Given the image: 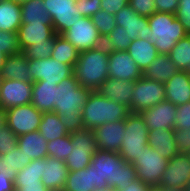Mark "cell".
<instances>
[{
  "label": "cell",
  "instance_id": "cell-1",
  "mask_svg": "<svg viewBox=\"0 0 190 191\" xmlns=\"http://www.w3.org/2000/svg\"><path fill=\"white\" fill-rule=\"evenodd\" d=\"M94 166L95 190L126 189L137 179L136 169L124 161L117 152L97 149L91 160Z\"/></svg>",
  "mask_w": 190,
  "mask_h": 191
},
{
  "label": "cell",
  "instance_id": "cell-2",
  "mask_svg": "<svg viewBox=\"0 0 190 191\" xmlns=\"http://www.w3.org/2000/svg\"><path fill=\"white\" fill-rule=\"evenodd\" d=\"M91 92L80 85L74 75L57 84L54 112L69 133L84 129L81 110Z\"/></svg>",
  "mask_w": 190,
  "mask_h": 191
},
{
  "label": "cell",
  "instance_id": "cell-3",
  "mask_svg": "<svg viewBox=\"0 0 190 191\" xmlns=\"http://www.w3.org/2000/svg\"><path fill=\"white\" fill-rule=\"evenodd\" d=\"M109 54L110 51L104 45L79 52L73 71L80 85L92 92L99 90L109 78Z\"/></svg>",
  "mask_w": 190,
  "mask_h": 191
},
{
  "label": "cell",
  "instance_id": "cell-4",
  "mask_svg": "<svg viewBox=\"0 0 190 191\" xmlns=\"http://www.w3.org/2000/svg\"><path fill=\"white\" fill-rule=\"evenodd\" d=\"M84 129L93 130L105 123L125 120L131 111L122 104L114 102L98 91H93L82 107Z\"/></svg>",
  "mask_w": 190,
  "mask_h": 191
},
{
  "label": "cell",
  "instance_id": "cell-5",
  "mask_svg": "<svg viewBox=\"0 0 190 191\" xmlns=\"http://www.w3.org/2000/svg\"><path fill=\"white\" fill-rule=\"evenodd\" d=\"M148 24L152 31L149 40L158 54H169L176 42L187 35L175 14L155 12L148 17Z\"/></svg>",
  "mask_w": 190,
  "mask_h": 191
},
{
  "label": "cell",
  "instance_id": "cell-6",
  "mask_svg": "<svg viewBox=\"0 0 190 191\" xmlns=\"http://www.w3.org/2000/svg\"><path fill=\"white\" fill-rule=\"evenodd\" d=\"M148 127L139 113H131L125 119L124 139L118 154L127 163H133L148 147Z\"/></svg>",
  "mask_w": 190,
  "mask_h": 191
},
{
  "label": "cell",
  "instance_id": "cell-7",
  "mask_svg": "<svg viewBox=\"0 0 190 191\" xmlns=\"http://www.w3.org/2000/svg\"><path fill=\"white\" fill-rule=\"evenodd\" d=\"M72 153L65 160L69 171H78L87 168L91 164L93 155L97 151L96 140L93 131L82 129L70 133Z\"/></svg>",
  "mask_w": 190,
  "mask_h": 191
},
{
  "label": "cell",
  "instance_id": "cell-8",
  "mask_svg": "<svg viewBox=\"0 0 190 191\" xmlns=\"http://www.w3.org/2000/svg\"><path fill=\"white\" fill-rule=\"evenodd\" d=\"M132 165L136 169L137 178L149 187L159 185L162 175L168 166V159L159 155L156 149L148 145Z\"/></svg>",
  "mask_w": 190,
  "mask_h": 191
},
{
  "label": "cell",
  "instance_id": "cell-9",
  "mask_svg": "<svg viewBox=\"0 0 190 191\" xmlns=\"http://www.w3.org/2000/svg\"><path fill=\"white\" fill-rule=\"evenodd\" d=\"M164 100L165 84L142 76L134 82L131 113H140Z\"/></svg>",
  "mask_w": 190,
  "mask_h": 191
},
{
  "label": "cell",
  "instance_id": "cell-10",
  "mask_svg": "<svg viewBox=\"0 0 190 191\" xmlns=\"http://www.w3.org/2000/svg\"><path fill=\"white\" fill-rule=\"evenodd\" d=\"M79 52L98 48L103 45V38L89 17H81L73 26L61 34Z\"/></svg>",
  "mask_w": 190,
  "mask_h": 191
},
{
  "label": "cell",
  "instance_id": "cell-11",
  "mask_svg": "<svg viewBox=\"0 0 190 191\" xmlns=\"http://www.w3.org/2000/svg\"><path fill=\"white\" fill-rule=\"evenodd\" d=\"M28 61L31 82L44 80L46 83L59 84L74 75L73 66L60 63L52 57Z\"/></svg>",
  "mask_w": 190,
  "mask_h": 191
},
{
  "label": "cell",
  "instance_id": "cell-12",
  "mask_svg": "<svg viewBox=\"0 0 190 191\" xmlns=\"http://www.w3.org/2000/svg\"><path fill=\"white\" fill-rule=\"evenodd\" d=\"M7 112V126L17 136L38 131L42 112L32 103L12 107Z\"/></svg>",
  "mask_w": 190,
  "mask_h": 191
},
{
  "label": "cell",
  "instance_id": "cell-13",
  "mask_svg": "<svg viewBox=\"0 0 190 191\" xmlns=\"http://www.w3.org/2000/svg\"><path fill=\"white\" fill-rule=\"evenodd\" d=\"M43 4L52 19L56 34L61 35L82 17L78 14L76 0H44Z\"/></svg>",
  "mask_w": 190,
  "mask_h": 191
},
{
  "label": "cell",
  "instance_id": "cell-14",
  "mask_svg": "<svg viewBox=\"0 0 190 191\" xmlns=\"http://www.w3.org/2000/svg\"><path fill=\"white\" fill-rule=\"evenodd\" d=\"M33 82L2 79L0 86V108L27 105L32 102Z\"/></svg>",
  "mask_w": 190,
  "mask_h": 191
},
{
  "label": "cell",
  "instance_id": "cell-15",
  "mask_svg": "<svg viewBox=\"0 0 190 191\" xmlns=\"http://www.w3.org/2000/svg\"><path fill=\"white\" fill-rule=\"evenodd\" d=\"M190 181V154L178 153L168 160V166L159 185L170 188H185Z\"/></svg>",
  "mask_w": 190,
  "mask_h": 191
},
{
  "label": "cell",
  "instance_id": "cell-16",
  "mask_svg": "<svg viewBox=\"0 0 190 191\" xmlns=\"http://www.w3.org/2000/svg\"><path fill=\"white\" fill-rule=\"evenodd\" d=\"M177 106L170 101L164 100L153 107L141 111L139 114L143 118L148 130L174 129L176 121Z\"/></svg>",
  "mask_w": 190,
  "mask_h": 191
},
{
  "label": "cell",
  "instance_id": "cell-17",
  "mask_svg": "<svg viewBox=\"0 0 190 191\" xmlns=\"http://www.w3.org/2000/svg\"><path fill=\"white\" fill-rule=\"evenodd\" d=\"M116 25L123 27L131 40H149L151 29L148 17L140 16L129 5L115 14Z\"/></svg>",
  "mask_w": 190,
  "mask_h": 191
},
{
  "label": "cell",
  "instance_id": "cell-18",
  "mask_svg": "<svg viewBox=\"0 0 190 191\" xmlns=\"http://www.w3.org/2000/svg\"><path fill=\"white\" fill-rule=\"evenodd\" d=\"M17 33L18 44L22 52L34 44L55 42L56 33L53 24H42L41 22L21 24Z\"/></svg>",
  "mask_w": 190,
  "mask_h": 191
},
{
  "label": "cell",
  "instance_id": "cell-19",
  "mask_svg": "<svg viewBox=\"0 0 190 191\" xmlns=\"http://www.w3.org/2000/svg\"><path fill=\"white\" fill-rule=\"evenodd\" d=\"M109 77L124 81H136L142 77V71L126 51H110Z\"/></svg>",
  "mask_w": 190,
  "mask_h": 191
},
{
  "label": "cell",
  "instance_id": "cell-20",
  "mask_svg": "<svg viewBox=\"0 0 190 191\" xmlns=\"http://www.w3.org/2000/svg\"><path fill=\"white\" fill-rule=\"evenodd\" d=\"M125 120L105 123L94 128L97 149L119 152L124 139Z\"/></svg>",
  "mask_w": 190,
  "mask_h": 191
},
{
  "label": "cell",
  "instance_id": "cell-21",
  "mask_svg": "<svg viewBox=\"0 0 190 191\" xmlns=\"http://www.w3.org/2000/svg\"><path fill=\"white\" fill-rule=\"evenodd\" d=\"M69 173L64 161L47 156L43 158L42 183L49 191H62Z\"/></svg>",
  "mask_w": 190,
  "mask_h": 191
},
{
  "label": "cell",
  "instance_id": "cell-22",
  "mask_svg": "<svg viewBox=\"0 0 190 191\" xmlns=\"http://www.w3.org/2000/svg\"><path fill=\"white\" fill-rule=\"evenodd\" d=\"M134 82L135 81H124L109 77L101 85L98 92L102 96L124 105L131 111Z\"/></svg>",
  "mask_w": 190,
  "mask_h": 191
},
{
  "label": "cell",
  "instance_id": "cell-23",
  "mask_svg": "<svg viewBox=\"0 0 190 191\" xmlns=\"http://www.w3.org/2000/svg\"><path fill=\"white\" fill-rule=\"evenodd\" d=\"M165 100L176 106L190 102V74L178 71L165 84Z\"/></svg>",
  "mask_w": 190,
  "mask_h": 191
},
{
  "label": "cell",
  "instance_id": "cell-24",
  "mask_svg": "<svg viewBox=\"0 0 190 191\" xmlns=\"http://www.w3.org/2000/svg\"><path fill=\"white\" fill-rule=\"evenodd\" d=\"M148 145L156 149L160 156L170 160L179 152L176 147L174 129L149 130Z\"/></svg>",
  "mask_w": 190,
  "mask_h": 191
},
{
  "label": "cell",
  "instance_id": "cell-25",
  "mask_svg": "<svg viewBox=\"0 0 190 191\" xmlns=\"http://www.w3.org/2000/svg\"><path fill=\"white\" fill-rule=\"evenodd\" d=\"M17 147L30 161L48 156L47 141L38 131L19 136Z\"/></svg>",
  "mask_w": 190,
  "mask_h": 191
},
{
  "label": "cell",
  "instance_id": "cell-26",
  "mask_svg": "<svg viewBox=\"0 0 190 191\" xmlns=\"http://www.w3.org/2000/svg\"><path fill=\"white\" fill-rule=\"evenodd\" d=\"M0 76L2 79L31 81L29 61L25 54L21 51L17 54L6 56Z\"/></svg>",
  "mask_w": 190,
  "mask_h": 191
},
{
  "label": "cell",
  "instance_id": "cell-27",
  "mask_svg": "<svg viewBox=\"0 0 190 191\" xmlns=\"http://www.w3.org/2000/svg\"><path fill=\"white\" fill-rule=\"evenodd\" d=\"M57 83L33 82L32 104L42 113L54 112Z\"/></svg>",
  "mask_w": 190,
  "mask_h": 191
},
{
  "label": "cell",
  "instance_id": "cell-28",
  "mask_svg": "<svg viewBox=\"0 0 190 191\" xmlns=\"http://www.w3.org/2000/svg\"><path fill=\"white\" fill-rule=\"evenodd\" d=\"M178 71L168 54H158L149 67L142 71V76L166 84Z\"/></svg>",
  "mask_w": 190,
  "mask_h": 191
},
{
  "label": "cell",
  "instance_id": "cell-29",
  "mask_svg": "<svg viewBox=\"0 0 190 191\" xmlns=\"http://www.w3.org/2000/svg\"><path fill=\"white\" fill-rule=\"evenodd\" d=\"M127 52L141 71H144L157 57L158 52L150 40L135 39L128 46Z\"/></svg>",
  "mask_w": 190,
  "mask_h": 191
},
{
  "label": "cell",
  "instance_id": "cell-30",
  "mask_svg": "<svg viewBox=\"0 0 190 191\" xmlns=\"http://www.w3.org/2000/svg\"><path fill=\"white\" fill-rule=\"evenodd\" d=\"M94 166L78 171H69L62 191H95Z\"/></svg>",
  "mask_w": 190,
  "mask_h": 191
},
{
  "label": "cell",
  "instance_id": "cell-31",
  "mask_svg": "<svg viewBox=\"0 0 190 191\" xmlns=\"http://www.w3.org/2000/svg\"><path fill=\"white\" fill-rule=\"evenodd\" d=\"M22 24L20 5L11 0L0 1V30L17 33Z\"/></svg>",
  "mask_w": 190,
  "mask_h": 191
},
{
  "label": "cell",
  "instance_id": "cell-32",
  "mask_svg": "<svg viewBox=\"0 0 190 191\" xmlns=\"http://www.w3.org/2000/svg\"><path fill=\"white\" fill-rule=\"evenodd\" d=\"M38 132L46 139L47 142L69 134L60 120V116L55 112L42 114Z\"/></svg>",
  "mask_w": 190,
  "mask_h": 191
},
{
  "label": "cell",
  "instance_id": "cell-33",
  "mask_svg": "<svg viewBox=\"0 0 190 191\" xmlns=\"http://www.w3.org/2000/svg\"><path fill=\"white\" fill-rule=\"evenodd\" d=\"M30 162L22 153V150L16 147L13 151H8L5 155L0 154V173H4L8 178L15 180L17 172Z\"/></svg>",
  "mask_w": 190,
  "mask_h": 191
},
{
  "label": "cell",
  "instance_id": "cell-34",
  "mask_svg": "<svg viewBox=\"0 0 190 191\" xmlns=\"http://www.w3.org/2000/svg\"><path fill=\"white\" fill-rule=\"evenodd\" d=\"M43 3L44 0H30L27 3L20 5L22 24L30 22L53 24L52 19Z\"/></svg>",
  "mask_w": 190,
  "mask_h": 191
},
{
  "label": "cell",
  "instance_id": "cell-35",
  "mask_svg": "<svg viewBox=\"0 0 190 191\" xmlns=\"http://www.w3.org/2000/svg\"><path fill=\"white\" fill-rule=\"evenodd\" d=\"M42 159H35L27 166L17 172L14 180L15 188H22L25 185H38L42 180Z\"/></svg>",
  "mask_w": 190,
  "mask_h": 191
},
{
  "label": "cell",
  "instance_id": "cell-36",
  "mask_svg": "<svg viewBox=\"0 0 190 191\" xmlns=\"http://www.w3.org/2000/svg\"><path fill=\"white\" fill-rule=\"evenodd\" d=\"M79 51L64 37L59 34L55 35V42L51 57L67 65L74 67L78 59Z\"/></svg>",
  "mask_w": 190,
  "mask_h": 191
},
{
  "label": "cell",
  "instance_id": "cell-37",
  "mask_svg": "<svg viewBox=\"0 0 190 191\" xmlns=\"http://www.w3.org/2000/svg\"><path fill=\"white\" fill-rule=\"evenodd\" d=\"M168 55L180 71L190 74V35L176 42Z\"/></svg>",
  "mask_w": 190,
  "mask_h": 191
},
{
  "label": "cell",
  "instance_id": "cell-38",
  "mask_svg": "<svg viewBox=\"0 0 190 191\" xmlns=\"http://www.w3.org/2000/svg\"><path fill=\"white\" fill-rule=\"evenodd\" d=\"M131 42L126 30L118 25L103 39V45L109 51H126Z\"/></svg>",
  "mask_w": 190,
  "mask_h": 191
},
{
  "label": "cell",
  "instance_id": "cell-39",
  "mask_svg": "<svg viewBox=\"0 0 190 191\" xmlns=\"http://www.w3.org/2000/svg\"><path fill=\"white\" fill-rule=\"evenodd\" d=\"M48 156L60 159L65 162L67 157L72 153V142L70 133L60 138L47 142Z\"/></svg>",
  "mask_w": 190,
  "mask_h": 191
},
{
  "label": "cell",
  "instance_id": "cell-40",
  "mask_svg": "<svg viewBox=\"0 0 190 191\" xmlns=\"http://www.w3.org/2000/svg\"><path fill=\"white\" fill-rule=\"evenodd\" d=\"M91 19L103 39L116 27L115 15L105 10L98 11Z\"/></svg>",
  "mask_w": 190,
  "mask_h": 191
},
{
  "label": "cell",
  "instance_id": "cell-41",
  "mask_svg": "<svg viewBox=\"0 0 190 191\" xmlns=\"http://www.w3.org/2000/svg\"><path fill=\"white\" fill-rule=\"evenodd\" d=\"M0 52L6 56L21 52L18 44V33L0 30Z\"/></svg>",
  "mask_w": 190,
  "mask_h": 191
},
{
  "label": "cell",
  "instance_id": "cell-42",
  "mask_svg": "<svg viewBox=\"0 0 190 191\" xmlns=\"http://www.w3.org/2000/svg\"><path fill=\"white\" fill-rule=\"evenodd\" d=\"M54 43H40L34 44L26 48L23 53L28 60H39L51 57L53 52Z\"/></svg>",
  "mask_w": 190,
  "mask_h": 191
},
{
  "label": "cell",
  "instance_id": "cell-43",
  "mask_svg": "<svg viewBox=\"0 0 190 191\" xmlns=\"http://www.w3.org/2000/svg\"><path fill=\"white\" fill-rule=\"evenodd\" d=\"M18 137L5 125L0 129V154L5 155L8 151H13L17 147Z\"/></svg>",
  "mask_w": 190,
  "mask_h": 191
},
{
  "label": "cell",
  "instance_id": "cell-44",
  "mask_svg": "<svg viewBox=\"0 0 190 191\" xmlns=\"http://www.w3.org/2000/svg\"><path fill=\"white\" fill-rule=\"evenodd\" d=\"M76 7L80 16L91 18L101 10V0H76Z\"/></svg>",
  "mask_w": 190,
  "mask_h": 191
},
{
  "label": "cell",
  "instance_id": "cell-45",
  "mask_svg": "<svg viewBox=\"0 0 190 191\" xmlns=\"http://www.w3.org/2000/svg\"><path fill=\"white\" fill-rule=\"evenodd\" d=\"M128 5L140 16L150 17L156 12L155 0H129Z\"/></svg>",
  "mask_w": 190,
  "mask_h": 191
},
{
  "label": "cell",
  "instance_id": "cell-46",
  "mask_svg": "<svg viewBox=\"0 0 190 191\" xmlns=\"http://www.w3.org/2000/svg\"><path fill=\"white\" fill-rule=\"evenodd\" d=\"M175 15L185 32L190 35V0H179L178 10Z\"/></svg>",
  "mask_w": 190,
  "mask_h": 191
},
{
  "label": "cell",
  "instance_id": "cell-47",
  "mask_svg": "<svg viewBox=\"0 0 190 191\" xmlns=\"http://www.w3.org/2000/svg\"><path fill=\"white\" fill-rule=\"evenodd\" d=\"M174 129H190V102L177 106Z\"/></svg>",
  "mask_w": 190,
  "mask_h": 191
},
{
  "label": "cell",
  "instance_id": "cell-48",
  "mask_svg": "<svg viewBox=\"0 0 190 191\" xmlns=\"http://www.w3.org/2000/svg\"><path fill=\"white\" fill-rule=\"evenodd\" d=\"M176 147L179 153H190V129H174Z\"/></svg>",
  "mask_w": 190,
  "mask_h": 191
},
{
  "label": "cell",
  "instance_id": "cell-49",
  "mask_svg": "<svg viewBox=\"0 0 190 191\" xmlns=\"http://www.w3.org/2000/svg\"><path fill=\"white\" fill-rule=\"evenodd\" d=\"M179 0H155L156 12L176 14Z\"/></svg>",
  "mask_w": 190,
  "mask_h": 191
},
{
  "label": "cell",
  "instance_id": "cell-50",
  "mask_svg": "<svg viewBox=\"0 0 190 191\" xmlns=\"http://www.w3.org/2000/svg\"><path fill=\"white\" fill-rule=\"evenodd\" d=\"M129 0H101V10H105L112 15L118 13L122 8L127 6Z\"/></svg>",
  "mask_w": 190,
  "mask_h": 191
},
{
  "label": "cell",
  "instance_id": "cell-51",
  "mask_svg": "<svg viewBox=\"0 0 190 191\" xmlns=\"http://www.w3.org/2000/svg\"><path fill=\"white\" fill-rule=\"evenodd\" d=\"M151 187L146 185L144 182L139 180L138 178L130 183L126 189H120L117 191H150Z\"/></svg>",
  "mask_w": 190,
  "mask_h": 191
},
{
  "label": "cell",
  "instance_id": "cell-52",
  "mask_svg": "<svg viewBox=\"0 0 190 191\" xmlns=\"http://www.w3.org/2000/svg\"><path fill=\"white\" fill-rule=\"evenodd\" d=\"M14 180L7 177L6 174L0 173V191H13Z\"/></svg>",
  "mask_w": 190,
  "mask_h": 191
},
{
  "label": "cell",
  "instance_id": "cell-53",
  "mask_svg": "<svg viewBox=\"0 0 190 191\" xmlns=\"http://www.w3.org/2000/svg\"><path fill=\"white\" fill-rule=\"evenodd\" d=\"M13 191H49L42 181L38 185H25L22 188H14Z\"/></svg>",
  "mask_w": 190,
  "mask_h": 191
},
{
  "label": "cell",
  "instance_id": "cell-54",
  "mask_svg": "<svg viewBox=\"0 0 190 191\" xmlns=\"http://www.w3.org/2000/svg\"><path fill=\"white\" fill-rule=\"evenodd\" d=\"M150 191H185V189L184 188H170V187L158 185L156 187H151Z\"/></svg>",
  "mask_w": 190,
  "mask_h": 191
},
{
  "label": "cell",
  "instance_id": "cell-55",
  "mask_svg": "<svg viewBox=\"0 0 190 191\" xmlns=\"http://www.w3.org/2000/svg\"><path fill=\"white\" fill-rule=\"evenodd\" d=\"M7 125V112L5 109L0 108V129Z\"/></svg>",
  "mask_w": 190,
  "mask_h": 191
},
{
  "label": "cell",
  "instance_id": "cell-56",
  "mask_svg": "<svg viewBox=\"0 0 190 191\" xmlns=\"http://www.w3.org/2000/svg\"><path fill=\"white\" fill-rule=\"evenodd\" d=\"M5 57H6V55L3 54L2 52H0V74H1L2 66L5 62Z\"/></svg>",
  "mask_w": 190,
  "mask_h": 191
},
{
  "label": "cell",
  "instance_id": "cell-57",
  "mask_svg": "<svg viewBox=\"0 0 190 191\" xmlns=\"http://www.w3.org/2000/svg\"><path fill=\"white\" fill-rule=\"evenodd\" d=\"M11 1L14 2L15 4L23 5L24 3H27L30 0H11Z\"/></svg>",
  "mask_w": 190,
  "mask_h": 191
},
{
  "label": "cell",
  "instance_id": "cell-58",
  "mask_svg": "<svg viewBox=\"0 0 190 191\" xmlns=\"http://www.w3.org/2000/svg\"><path fill=\"white\" fill-rule=\"evenodd\" d=\"M185 191H190V181L185 185Z\"/></svg>",
  "mask_w": 190,
  "mask_h": 191
},
{
  "label": "cell",
  "instance_id": "cell-59",
  "mask_svg": "<svg viewBox=\"0 0 190 191\" xmlns=\"http://www.w3.org/2000/svg\"><path fill=\"white\" fill-rule=\"evenodd\" d=\"M95 191H98V190H95ZM102 191H115L113 188H108L106 190H102Z\"/></svg>",
  "mask_w": 190,
  "mask_h": 191
}]
</instances>
